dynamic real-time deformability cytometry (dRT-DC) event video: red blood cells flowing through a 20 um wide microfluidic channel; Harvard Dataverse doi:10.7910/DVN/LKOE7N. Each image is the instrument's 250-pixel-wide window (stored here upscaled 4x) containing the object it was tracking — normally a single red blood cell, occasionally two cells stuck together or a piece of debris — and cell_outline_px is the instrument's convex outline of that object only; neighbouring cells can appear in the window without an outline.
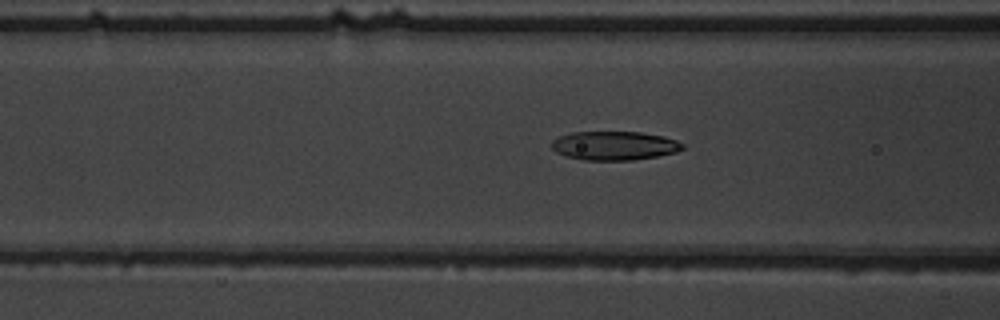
{"species": "common noctule bat (a hibernating species)", "species_latin": "Nyctalus noctula", "temperature_condition": "warm", "stored_images_in_passage": 55, "camera_frame_rate_fps": 3000, "um_per_image_px": 0.085, "animal": {"sex": "male", "body_mass_g": 19.5, "forearm_length_mm": 54.6}, "frame": {"image": 1, "passage_image": 23, "time_ms": 7.333, "image_size_px": [1000, 320], "cell_outline_px": [[684, 148], [676, 152], [656, 156], [632, 160], [584, 160], [568, 156], [556, 152], [552, 148], [552, 140], [560, 136], [572, 132], [640, 132], [664, 136], [676, 140], [684, 144]], "centroid_in_image_um": [52.23, 12.38], "position_along_channel_um": 114.4, "area_um2": 21.91}}
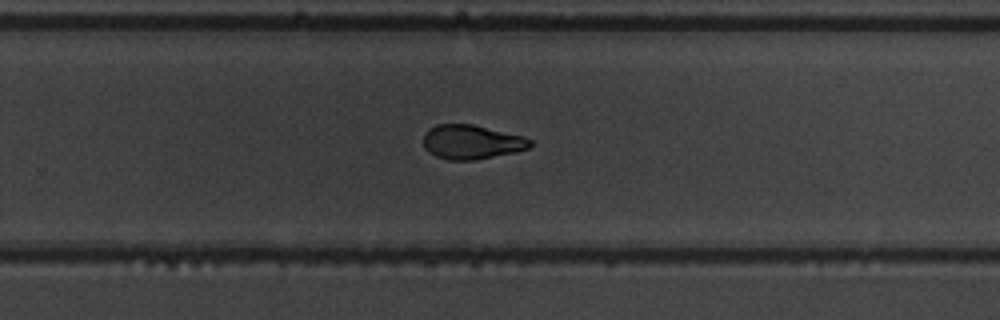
{"frame": {"image": 2, "passage_image": 37, "time_ms": 12.0, "image_size_px": [1000, 320], "cell_outline_px": [[532, 144], [528, 148], [516, 152], [476, 160], [448, 160], [436, 156], [428, 152], [424, 148], [424, 132], [428, 128], [436, 124], [472, 124], [524, 136], [532, 140]], "centroid_in_image_um": [40.07, 12.07], "position_along_channel_um": 289.7, "area_um2": 21.5}}
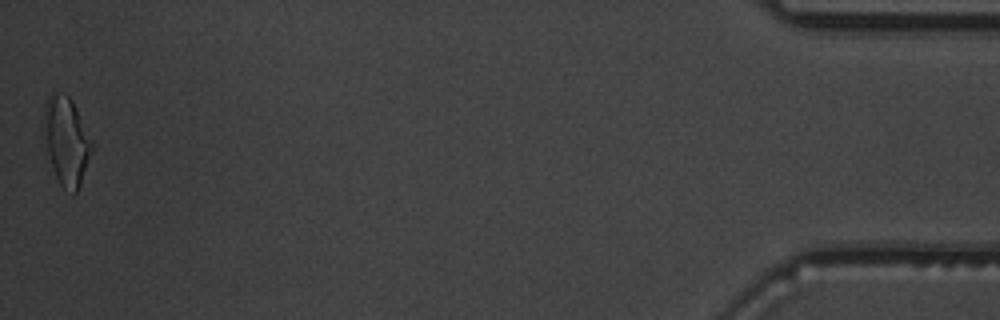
{"frame": {"image": 3, "passage_image": 55, "time_ms": 18.0, "image_size_px": [1000, 320], "cell_outline_px": [[96, 144], [80, 184], [76, 192], [72, 192], [64, 188], [60, 184], [56, 176], [48, 152], [44, 112], [44, 104], [48, 96], [52, 92], [56, 92], [68, 96], [72, 100]], "centroid_in_image_um": [5.71, 11.95], "position_along_channel_um": 429.5, "area_um2": 24.39}, "authors_computed_cell_mechanics": {"area_um2": 22.4842, "velocity_mm_per_s": 3.7666, "shape_relaxation_time_tau1_ms": 4.9923, "shape_relaxation_time_tau2_ms": 2.1447, "deformation_change_tau1": 0.17, "deformation_change_tau2": 0.09}}